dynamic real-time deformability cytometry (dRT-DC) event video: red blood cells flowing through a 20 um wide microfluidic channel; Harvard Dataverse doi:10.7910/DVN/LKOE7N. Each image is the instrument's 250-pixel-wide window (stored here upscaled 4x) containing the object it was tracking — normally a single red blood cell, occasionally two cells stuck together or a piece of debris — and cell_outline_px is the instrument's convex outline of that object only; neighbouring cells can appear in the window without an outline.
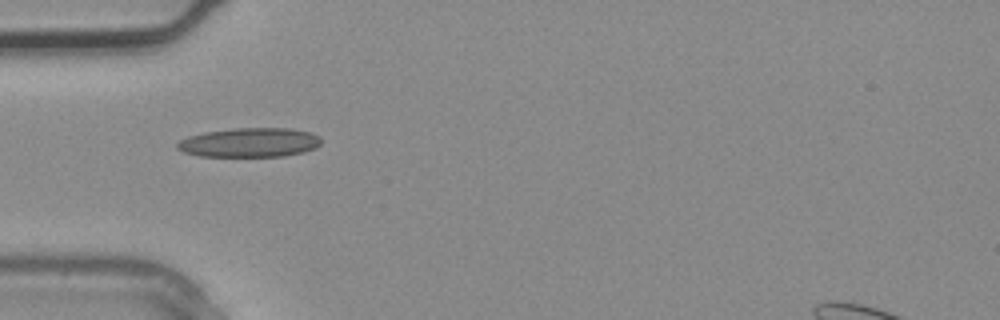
{"species": "common noctule bat (a hibernating species)", "species_latin": "Nyctalus noctula", "temperature_condition": "warm", "stored_images_in_passage": 4, "camera_frame_rate_fps": 3000, "um_per_image_px": 0.085, "animal": {"sex": "male", "body_mass_g": 20.4}, "frame": {"image": 1, "passage_image": 4, "time_ms": 1.0, "image_size_px": [1000, 320], "cell_outline_px": [[320, 144], [316, 148], [304, 152], [284, 156], [200, 156], [184, 152], [176, 148], [176, 144], [180, 140], [188, 136], [204, 132], [232, 128], [292, 128], [312, 132], [320, 136]], "centroid_in_image_um": [21.24, 12.1], "position_along_channel_um": 63.8, "area_um2": 24.74}}